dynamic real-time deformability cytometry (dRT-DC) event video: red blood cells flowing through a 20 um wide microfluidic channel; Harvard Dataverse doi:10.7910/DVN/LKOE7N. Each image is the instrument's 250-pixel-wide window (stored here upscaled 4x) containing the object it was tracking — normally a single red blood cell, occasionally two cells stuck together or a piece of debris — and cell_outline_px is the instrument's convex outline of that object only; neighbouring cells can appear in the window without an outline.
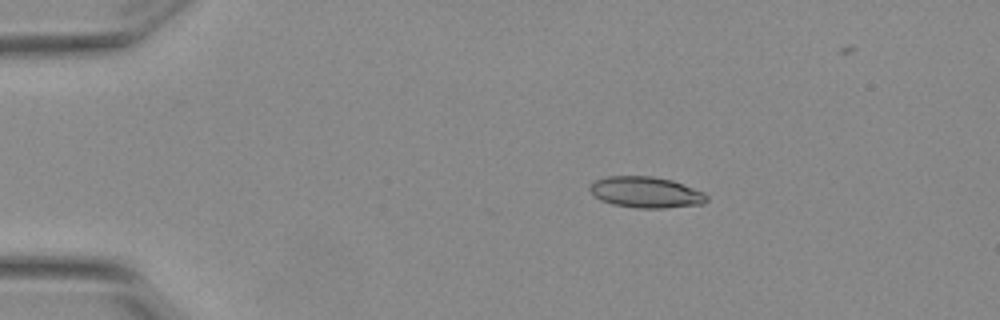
{"species": "Egyptian fruit bat (a non-hibernating species)", "species_latin": "Rousettus aegyptiacus", "temperature_condition": "warm", "stored_images_in_passage": 6, "camera_frame_rate_fps": 3000, "um_per_image_px": 0.085, "animal": {"sex": "female"}, "frame": {"image": 1, "passage_image": 3, "time_ms": 0.667, "image_size_px": [1000, 320], "cell_outline_px": [[708, 200], [704, 204], [664, 208], [640, 208], [612, 204], [600, 200], [588, 188], [588, 184], [596, 180], [608, 176], [652, 176], [672, 180], [704, 192], [708, 196]], "centroid_in_image_um": [54.91, 16.34], "position_along_channel_um": 30.1, "area_um2": 21.21}}
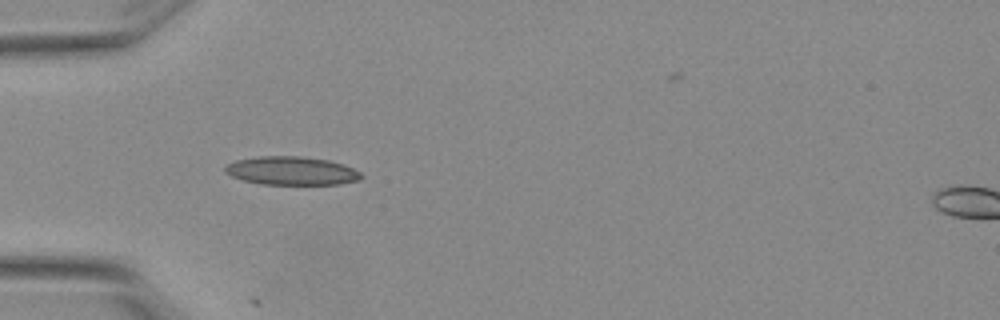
{"frame": {"image": 2, "passage_image": 5, "time_ms": 1.333, "image_size_px": [1000, 320], "cell_outline_px": [[364, 176], [356, 180], [336, 184], [264, 184], [244, 180], [232, 176], [224, 172], [224, 168], [228, 164], [236, 160], [256, 156], [300, 156], [328, 160], [344, 164], [360, 172]], "centroid_in_image_um": [24.76, 14.5], "position_along_channel_um": 60.2, "area_um2": 22.37}}